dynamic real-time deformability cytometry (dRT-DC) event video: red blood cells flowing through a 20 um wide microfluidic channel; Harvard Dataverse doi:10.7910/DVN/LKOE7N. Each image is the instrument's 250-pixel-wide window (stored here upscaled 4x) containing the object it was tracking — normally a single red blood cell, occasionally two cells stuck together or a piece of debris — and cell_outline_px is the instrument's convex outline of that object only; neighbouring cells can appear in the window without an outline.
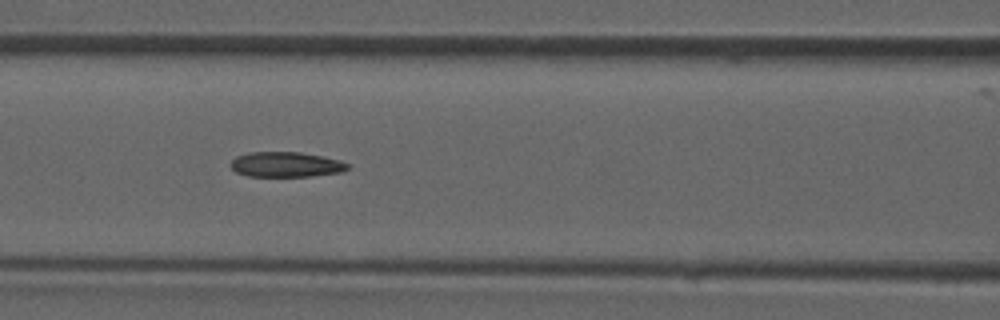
{"species": "common noctule bat (a hibernating species)", "species_latin": "Nyctalus noctula", "temperature_condition": "room temperature", "stored_images_in_passage": 47, "camera_frame_rate_fps": 3000, "um_per_image_px": 0.085, "animal": {"sex": "male", "forearm_length_mm": 52.5}, "frame": {"image": 1, "passage_image": 20, "time_ms": 6.333, "image_size_px": [1000, 320], "cell_outline_px": [[352, 164], [348, 168], [340, 172], [312, 176], [248, 176], [236, 172], [232, 168], [232, 160], [236, 156], [248, 152], [300, 152], [324, 156], [340, 160]], "centroid_in_image_um": [24.34, 13.97], "position_along_channel_um": 142.3, "area_um2": 17.17}}